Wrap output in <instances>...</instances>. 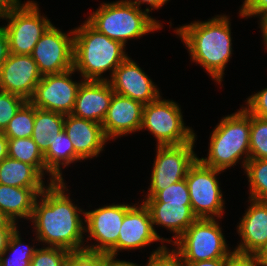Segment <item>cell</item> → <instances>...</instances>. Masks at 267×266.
<instances>
[{"label":"cell","mask_w":267,"mask_h":266,"mask_svg":"<svg viewBox=\"0 0 267 266\" xmlns=\"http://www.w3.org/2000/svg\"><path fill=\"white\" fill-rule=\"evenodd\" d=\"M75 72L72 68L63 73L42 76L29 101L38 109L71 114L77 91L83 81L72 80V74Z\"/></svg>","instance_id":"13"},{"label":"cell","mask_w":267,"mask_h":266,"mask_svg":"<svg viewBox=\"0 0 267 266\" xmlns=\"http://www.w3.org/2000/svg\"><path fill=\"white\" fill-rule=\"evenodd\" d=\"M183 266H224V259H213L196 262H182Z\"/></svg>","instance_id":"43"},{"label":"cell","mask_w":267,"mask_h":266,"mask_svg":"<svg viewBox=\"0 0 267 266\" xmlns=\"http://www.w3.org/2000/svg\"><path fill=\"white\" fill-rule=\"evenodd\" d=\"M34 105L27 101L2 132L8 139L29 138L33 133Z\"/></svg>","instance_id":"29"},{"label":"cell","mask_w":267,"mask_h":266,"mask_svg":"<svg viewBox=\"0 0 267 266\" xmlns=\"http://www.w3.org/2000/svg\"><path fill=\"white\" fill-rule=\"evenodd\" d=\"M250 159H267V119L250 113Z\"/></svg>","instance_id":"30"},{"label":"cell","mask_w":267,"mask_h":266,"mask_svg":"<svg viewBox=\"0 0 267 266\" xmlns=\"http://www.w3.org/2000/svg\"><path fill=\"white\" fill-rule=\"evenodd\" d=\"M158 241L169 243V238H162L157 233L145 204L135 203L123 218L119 231L118 252L142 249Z\"/></svg>","instance_id":"16"},{"label":"cell","mask_w":267,"mask_h":266,"mask_svg":"<svg viewBox=\"0 0 267 266\" xmlns=\"http://www.w3.org/2000/svg\"><path fill=\"white\" fill-rule=\"evenodd\" d=\"M8 157L32 165L43 177L47 173V183L58 181L46 169L44 154L31 137L8 139Z\"/></svg>","instance_id":"26"},{"label":"cell","mask_w":267,"mask_h":266,"mask_svg":"<svg viewBox=\"0 0 267 266\" xmlns=\"http://www.w3.org/2000/svg\"><path fill=\"white\" fill-rule=\"evenodd\" d=\"M37 1H24L18 8L0 19L7 20L5 30L11 54L30 55L45 31L52 25L41 15Z\"/></svg>","instance_id":"8"},{"label":"cell","mask_w":267,"mask_h":266,"mask_svg":"<svg viewBox=\"0 0 267 266\" xmlns=\"http://www.w3.org/2000/svg\"><path fill=\"white\" fill-rule=\"evenodd\" d=\"M194 146L195 142L182 145H156L150 186L144 197H154L160 190L186 178L189 168L198 159Z\"/></svg>","instance_id":"11"},{"label":"cell","mask_w":267,"mask_h":266,"mask_svg":"<svg viewBox=\"0 0 267 266\" xmlns=\"http://www.w3.org/2000/svg\"><path fill=\"white\" fill-rule=\"evenodd\" d=\"M133 206L128 203L104 205L95 210L85 211V242L94 240V244H85L84 249L102 252L116 258L118 253L119 231L126 212ZM96 243V244H95Z\"/></svg>","instance_id":"10"},{"label":"cell","mask_w":267,"mask_h":266,"mask_svg":"<svg viewBox=\"0 0 267 266\" xmlns=\"http://www.w3.org/2000/svg\"><path fill=\"white\" fill-rule=\"evenodd\" d=\"M42 79L31 55L11 54L0 68V90L19 95L29 101Z\"/></svg>","instance_id":"15"},{"label":"cell","mask_w":267,"mask_h":266,"mask_svg":"<svg viewBox=\"0 0 267 266\" xmlns=\"http://www.w3.org/2000/svg\"><path fill=\"white\" fill-rule=\"evenodd\" d=\"M134 266L141 265L134 263ZM145 266H183V264L179 256L172 249L167 248L166 244L161 243L155 251L151 252Z\"/></svg>","instance_id":"34"},{"label":"cell","mask_w":267,"mask_h":266,"mask_svg":"<svg viewBox=\"0 0 267 266\" xmlns=\"http://www.w3.org/2000/svg\"><path fill=\"white\" fill-rule=\"evenodd\" d=\"M10 55L7 32L4 25L0 26V68Z\"/></svg>","instance_id":"40"},{"label":"cell","mask_w":267,"mask_h":266,"mask_svg":"<svg viewBox=\"0 0 267 266\" xmlns=\"http://www.w3.org/2000/svg\"><path fill=\"white\" fill-rule=\"evenodd\" d=\"M65 266H103V253L88 250L71 251Z\"/></svg>","instance_id":"35"},{"label":"cell","mask_w":267,"mask_h":266,"mask_svg":"<svg viewBox=\"0 0 267 266\" xmlns=\"http://www.w3.org/2000/svg\"><path fill=\"white\" fill-rule=\"evenodd\" d=\"M122 1L128 4H132L137 8H141L140 6L142 4H147L149 5V7H146L145 10L150 14V12L152 13V10L154 9L157 10L162 8L170 0H122Z\"/></svg>","instance_id":"39"},{"label":"cell","mask_w":267,"mask_h":266,"mask_svg":"<svg viewBox=\"0 0 267 266\" xmlns=\"http://www.w3.org/2000/svg\"><path fill=\"white\" fill-rule=\"evenodd\" d=\"M64 132L68 135L75 152L85 161L98 157L109 141L103 131L102 124L65 115Z\"/></svg>","instance_id":"20"},{"label":"cell","mask_w":267,"mask_h":266,"mask_svg":"<svg viewBox=\"0 0 267 266\" xmlns=\"http://www.w3.org/2000/svg\"><path fill=\"white\" fill-rule=\"evenodd\" d=\"M109 83L114 93L139 101L143 105L162 95L152 79L129 56L115 69Z\"/></svg>","instance_id":"14"},{"label":"cell","mask_w":267,"mask_h":266,"mask_svg":"<svg viewBox=\"0 0 267 266\" xmlns=\"http://www.w3.org/2000/svg\"><path fill=\"white\" fill-rule=\"evenodd\" d=\"M262 33V39L265 44L266 50H267V18L263 20L259 25Z\"/></svg>","instance_id":"48"},{"label":"cell","mask_w":267,"mask_h":266,"mask_svg":"<svg viewBox=\"0 0 267 266\" xmlns=\"http://www.w3.org/2000/svg\"><path fill=\"white\" fill-rule=\"evenodd\" d=\"M21 4V0H0V18L9 14Z\"/></svg>","instance_id":"41"},{"label":"cell","mask_w":267,"mask_h":266,"mask_svg":"<svg viewBox=\"0 0 267 266\" xmlns=\"http://www.w3.org/2000/svg\"><path fill=\"white\" fill-rule=\"evenodd\" d=\"M224 266H261L256 254H241L233 251L224 259Z\"/></svg>","instance_id":"38"},{"label":"cell","mask_w":267,"mask_h":266,"mask_svg":"<svg viewBox=\"0 0 267 266\" xmlns=\"http://www.w3.org/2000/svg\"><path fill=\"white\" fill-rule=\"evenodd\" d=\"M71 35V36H70ZM74 30L64 33L52 24L30 54L42 76L59 74L73 68Z\"/></svg>","instance_id":"12"},{"label":"cell","mask_w":267,"mask_h":266,"mask_svg":"<svg viewBox=\"0 0 267 266\" xmlns=\"http://www.w3.org/2000/svg\"><path fill=\"white\" fill-rule=\"evenodd\" d=\"M65 115L58 112L38 109L34 106V125L31 138L44 154L59 133L64 131Z\"/></svg>","instance_id":"25"},{"label":"cell","mask_w":267,"mask_h":266,"mask_svg":"<svg viewBox=\"0 0 267 266\" xmlns=\"http://www.w3.org/2000/svg\"><path fill=\"white\" fill-rule=\"evenodd\" d=\"M103 266H134L133 262L109 257L103 253Z\"/></svg>","instance_id":"42"},{"label":"cell","mask_w":267,"mask_h":266,"mask_svg":"<svg viewBox=\"0 0 267 266\" xmlns=\"http://www.w3.org/2000/svg\"><path fill=\"white\" fill-rule=\"evenodd\" d=\"M142 202H169L175 204H191L189 188L185 179L160 190L154 197H145Z\"/></svg>","instance_id":"31"},{"label":"cell","mask_w":267,"mask_h":266,"mask_svg":"<svg viewBox=\"0 0 267 266\" xmlns=\"http://www.w3.org/2000/svg\"><path fill=\"white\" fill-rule=\"evenodd\" d=\"M125 48L85 20L74 28L73 69L83 80L109 81L115 69L128 57ZM108 70L110 76L104 77Z\"/></svg>","instance_id":"3"},{"label":"cell","mask_w":267,"mask_h":266,"mask_svg":"<svg viewBox=\"0 0 267 266\" xmlns=\"http://www.w3.org/2000/svg\"><path fill=\"white\" fill-rule=\"evenodd\" d=\"M261 266H267V244L256 254Z\"/></svg>","instance_id":"47"},{"label":"cell","mask_w":267,"mask_h":266,"mask_svg":"<svg viewBox=\"0 0 267 266\" xmlns=\"http://www.w3.org/2000/svg\"><path fill=\"white\" fill-rule=\"evenodd\" d=\"M248 199L250 204L236 227L241 241L233 250L257 254L267 244V201Z\"/></svg>","instance_id":"18"},{"label":"cell","mask_w":267,"mask_h":266,"mask_svg":"<svg viewBox=\"0 0 267 266\" xmlns=\"http://www.w3.org/2000/svg\"><path fill=\"white\" fill-rule=\"evenodd\" d=\"M18 227L5 213L0 211V230H15Z\"/></svg>","instance_id":"44"},{"label":"cell","mask_w":267,"mask_h":266,"mask_svg":"<svg viewBox=\"0 0 267 266\" xmlns=\"http://www.w3.org/2000/svg\"><path fill=\"white\" fill-rule=\"evenodd\" d=\"M218 220V221H216ZM181 262L225 259L229 250L219 219L197 218L172 244Z\"/></svg>","instance_id":"6"},{"label":"cell","mask_w":267,"mask_h":266,"mask_svg":"<svg viewBox=\"0 0 267 266\" xmlns=\"http://www.w3.org/2000/svg\"><path fill=\"white\" fill-rule=\"evenodd\" d=\"M244 106L252 115L267 119V88L246 98Z\"/></svg>","instance_id":"36"},{"label":"cell","mask_w":267,"mask_h":266,"mask_svg":"<svg viewBox=\"0 0 267 266\" xmlns=\"http://www.w3.org/2000/svg\"><path fill=\"white\" fill-rule=\"evenodd\" d=\"M8 157V138L0 132V162Z\"/></svg>","instance_id":"46"},{"label":"cell","mask_w":267,"mask_h":266,"mask_svg":"<svg viewBox=\"0 0 267 266\" xmlns=\"http://www.w3.org/2000/svg\"><path fill=\"white\" fill-rule=\"evenodd\" d=\"M15 230H0V256L7 248L10 236Z\"/></svg>","instance_id":"45"},{"label":"cell","mask_w":267,"mask_h":266,"mask_svg":"<svg viewBox=\"0 0 267 266\" xmlns=\"http://www.w3.org/2000/svg\"><path fill=\"white\" fill-rule=\"evenodd\" d=\"M148 208L153 226H162L171 233L174 243L186 229L197 219L191 209V204H175L169 202H143Z\"/></svg>","instance_id":"21"},{"label":"cell","mask_w":267,"mask_h":266,"mask_svg":"<svg viewBox=\"0 0 267 266\" xmlns=\"http://www.w3.org/2000/svg\"><path fill=\"white\" fill-rule=\"evenodd\" d=\"M69 252L60 247L42 246L36 249L30 266H65Z\"/></svg>","instance_id":"32"},{"label":"cell","mask_w":267,"mask_h":266,"mask_svg":"<svg viewBox=\"0 0 267 266\" xmlns=\"http://www.w3.org/2000/svg\"><path fill=\"white\" fill-rule=\"evenodd\" d=\"M19 228L17 227L10 236L7 248L0 256V266H30L37 248L34 244L32 246L22 242Z\"/></svg>","instance_id":"27"},{"label":"cell","mask_w":267,"mask_h":266,"mask_svg":"<svg viewBox=\"0 0 267 266\" xmlns=\"http://www.w3.org/2000/svg\"><path fill=\"white\" fill-rule=\"evenodd\" d=\"M44 153L46 169L58 180L64 181L62 169L83 159L75 152L68 135L62 131L52 141L48 142ZM62 167V168H61Z\"/></svg>","instance_id":"24"},{"label":"cell","mask_w":267,"mask_h":266,"mask_svg":"<svg viewBox=\"0 0 267 266\" xmlns=\"http://www.w3.org/2000/svg\"><path fill=\"white\" fill-rule=\"evenodd\" d=\"M45 188H21L0 184V211L18 225V219L30 220L34 204Z\"/></svg>","instance_id":"22"},{"label":"cell","mask_w":267,"mask_h":266,"mask_svg":"<svg viewBox=\"0 0 267 266\" xmlns=\"http://www.w3.org/2000/svg\"><path fill=\"white\" fill-rule=\"evenodd\" d=\"M27 102L23 97L0 90V132H3L18 110Z\"/></svg>","instance_id":"33"},{"label":"cell","mask_w":267,"mask_h":266,"mask_svg":"<svg viewBox=\"0 0 267 266\" xmlns=\"http://www.w3.org/2000/svg\"><path fill=\"white\" fill-rule=\"evenodd\" d=\"M221 172L224 171L207 167L198 159L189 168L185 180L189 188L191 209L197 218L223 219L226 201L217 177Z\"/></svg>","instance_id":"9"},{"label":"cell","mask_w":267,"mask_h":266,"mask_svg":"<svg viewBox=\"0 0 267 266\" xmlns=\"http://www.w3.org/2000/svg\"><path fill=\"white\" fill-rule=\"evenodd\" d=\"M209 139L207 157H198L202 164L225 171L241 160L244 170L250 159V112L242 106L222 117Z\"/></svg>","instance_id":"4"},{"label":"cell","mask_w":267,"mask_h":266,"mask_svg":"<svg viewBox=\"0 0 267 266\" xmlns=\"http://www.w3.org/2000/svg\"><path fill=\"white\" fill-rule=\"evenodd\" d=\"M249 197L267 201V159H249L245 166Z\"/></svg>","instance_id":"28"},{"label":"cell","mask_w":267,"mask_h":266,"mask_svg":"<svg viewBox=\"0 0 267 266\" xmlns=\"http://www.w3.org/2000/svg\"><path fill=\"white\" fill-rule=\"evenodd\" d=\"M93 11L87 21L100 33L126 47L130 39L161 30L163 25L146 10L137 8L122 0L103 2Z\"/></svg>","instance_id":"5"},{"label":"cell","mask_w":267,"mask_h":266,"mask_svg":"<svg viewBox=\"0 0 267 266\" xmlns=\"http://www.w3.org/2000/svg\"><path fill=\"white\" fill-rule=\"evenodd\" d=\"M113 94L109 81L83 80L77 91L71 114L102 124Z\"/></svg>","instance_id":"19"},{"label":"cell","mask_w":267,"mask_h":266,"mask_svg":"<svg viewBox=\"0 0 267 266\" xmlns=\"http://www.w3.org/2000/svg\"><path fill=\"white\" fill-rule=\"evenodd\" d=\"M68 192L64 181L48 183L35 201L30 221L36 242L70 252L80 251L86 244L85 210L73 203Z\"/></svg>","instance_id":"1"},{"label":"cell","mask_w":267,"mask_h":266,"mask_svg":"<svg viewBox=\"0 0 267 266\" xmlns=\"http://www.w3.org/2000/svg\"><path fill=\"white\" fill-rule=\"evenodd\" d=\"M259 17V23L267 18V0H244L239 9V17Z\"/></svg>","instance_id":"37"},{"label":"cell","mask_w":267,"mask_h":266,"mask_svg":"<svg viewBox=\"0 0 267 266\" xmlns=\"http://www.w3.org/2000/svg\"><path fill=\"white\" fill-rule=\"evenodd\" d=\"M44 177L30 164L5 158L0 162V184L21 188H46Z\"/></svg>","instance_id":"23"},{"label":"cell","mask_w":267,"mask_h":266,"mask_svg":"<svg viewBox=\"0 0 267 266\" xmlns=\"http://www.w3.org/2000/svg\"><path fill=\"white\" fill-rule=\"evenodd\" d=\"M144 105L129 97L114 93L102 122L108 140H116L129 133L140 131Z\"/></svg>","instance_id":"17"},{"label":"cell","mask_w":267,"mask_h":266,"mask_svg":"<svg viewBox=\"0 0 267 266\" xmlns=\"http://www.w3.org/2000/svg\"><path fill=\"white\" fill-rule=\"evenodd\" d=\"M229 17L216 15L207 21H194L174 30L182 39L191 61L202 66L217 84L223 81L226 65L234 51Z\"/></svg>","instance_id":"2"},{"label":"cell","mask_w":267,"mask_h":266,"mask_svg":"<svg viewBox=\"0 0 267 266\" xmlns=\"http://www.w3.org/2000/svg\"><path fill=\"white\" fill-rule=\"evenodd\" d=\"M178 104L174 100L163 99L160 95L144 105L140 131L146 129L154 135L157 146L196 142L197 135L192 127L185 126L181 105Z\"/></svg>","instance_id":"7"}]
</instances>
